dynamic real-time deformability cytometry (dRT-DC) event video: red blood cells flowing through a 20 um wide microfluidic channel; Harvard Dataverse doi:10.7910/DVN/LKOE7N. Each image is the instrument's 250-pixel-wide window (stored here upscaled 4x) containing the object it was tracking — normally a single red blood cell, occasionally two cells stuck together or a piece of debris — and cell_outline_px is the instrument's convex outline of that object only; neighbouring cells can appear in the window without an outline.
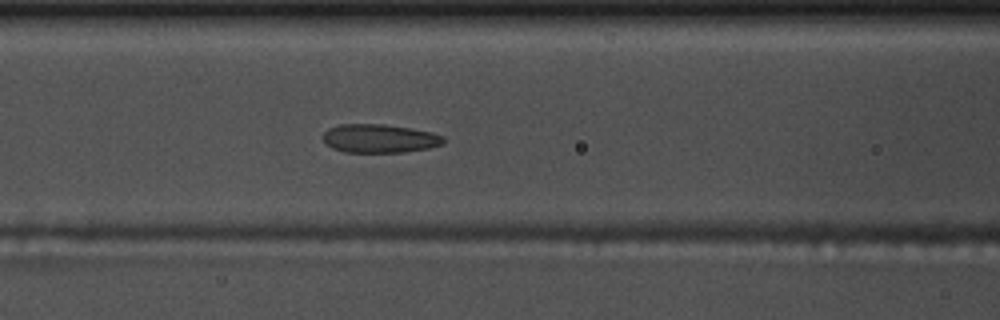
{"species": "common noctule bat (a hibernating species)", "species_latin": "Nyctalus noctula", "temperature_condition": "warm", "stored_images_in_passage": 46, "camera_frame_rate_fps": 3000, "um_per_image_px": 0.085, "animal": {"sex": "male", "body_mass_g": 17.5, "forearm_length_mm": 52.3}, "frame": {"image": 1, "passage_image": 13, "time_ms": 4.0, "image_size_px": [1000, 320], "cell_outline_px": [[448, 140], [444, 144], [428, 148], [404, 152], [344, 152], [332, 148], [324, 144], [324, 132], [328, 128], [340, 124], [384, 124], [412, 128], [432, 132], [444, 136]], "centroid_in_image_um": [32.29, 11.77], "position_along_channel_um": 134.3, "area_um2": 20.35}}
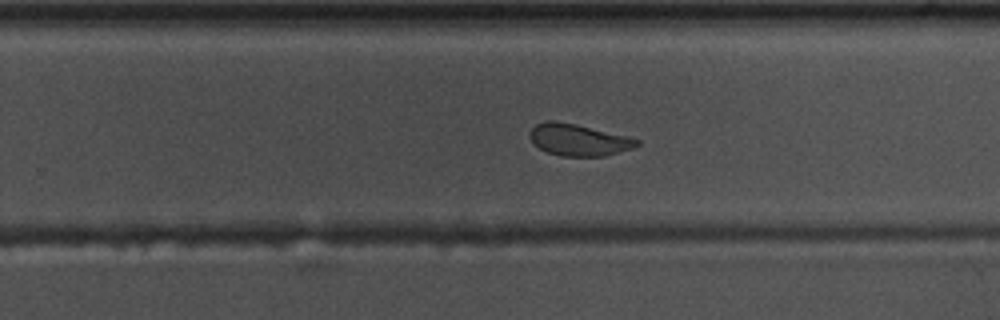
{"frame": {"image": 2, "passage_image": 25, "time_ms": 8.0, "image_size_px": [1000, 320], "cell_outline_px": [[640, 144], [632, 148], [604, 156], [560, 156], [548, 152], [532, 144], [528, 136], [528, 132], [536, 124], [544, 120], [556, 120], [576, 124], [628, 136], [640, 140]], "centroid_in_image_um": [49.13, 11.87], "position_along_channel_um": 280.7, "area_um2": 20.0}}
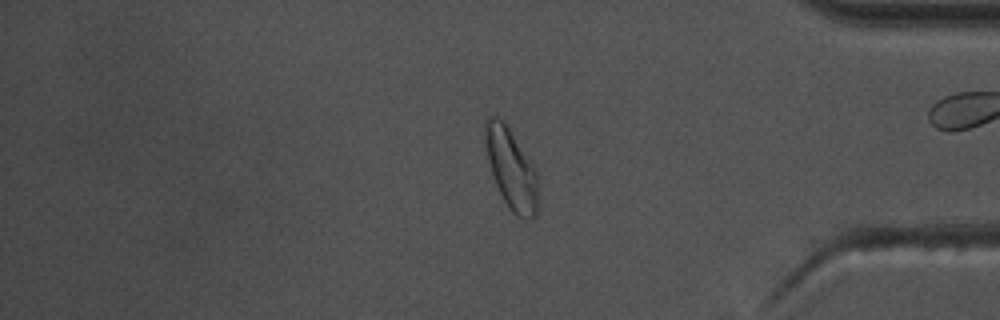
{"frame": {"image": 3, "passage_image": 36, "time_ms": 11.667, "image_size_px": [1000, 320], "cell_outline_px": [[540, 200], [536, 216], [532, 220], [524, 220], [516, 216], [508, 208], [496, 184], [488, 160], [484, 144], [484, 120], [488, 116], [496, 116], [504, 120], [540, 172]], "centroid_in_image_um": [43.53, 14.37], "position_along_channel_um": 391.7, "area_um2": 26.3}, "authors_computed_cell_mechanics": {"area_um2": 21.6461, "velocity_mm_per_s": 3.6678, "shape_relaxation_time_tau1_ms": 5.0023, "shape_relaxation_time_tau2_ms": 1.2012, "deformation_change_tau1": 0.151, "deformation_change_tau2": 0.0697}}